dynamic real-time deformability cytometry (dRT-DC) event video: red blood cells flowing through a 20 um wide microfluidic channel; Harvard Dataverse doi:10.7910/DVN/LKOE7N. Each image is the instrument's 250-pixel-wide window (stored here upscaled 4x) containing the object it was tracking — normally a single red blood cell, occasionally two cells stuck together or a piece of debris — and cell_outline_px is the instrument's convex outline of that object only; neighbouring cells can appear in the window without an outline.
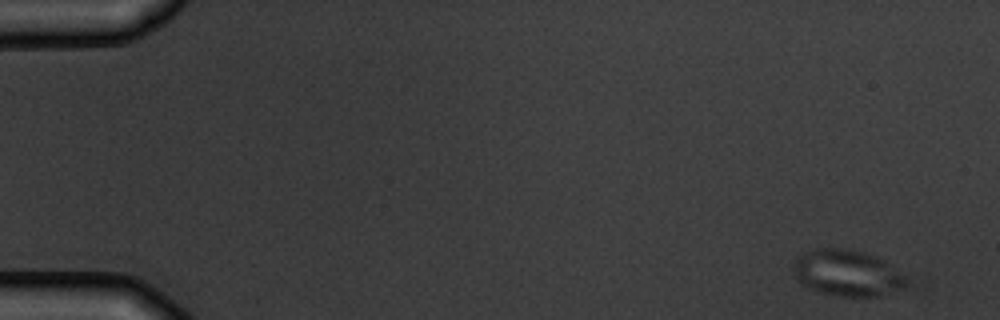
{"species": "common noctule bat (a hibernating species)", "species_latin": "Nyctalus noctula", "temperature_condition": "warm", "stored_images_in_passage": 4, "camera_frame_rate_fps": 3000, "um_per_image_px": 0.085, "animal": {"sex": "male", "body_mass_g": 19.5, "forearm_length_mm": 54.6}, "frame": {"image": 1, "passage_image": 1, "time_ms": 0.0, "image_size_px": [1000, 320], "cell_outline_px": [[908, 284], [900, 288], [880, 296], [840, 296], [816, 292], [800, 284], [796, 276], [796, 256], [804, 252], [816, 248], [848, 248], [864, 252], [876, 256], [884, 260], [904, 276]], "centroid_in_image_um": [71.99, 23.2], "position_along_channel_um": 13.0, "area_um2": 30.29}}